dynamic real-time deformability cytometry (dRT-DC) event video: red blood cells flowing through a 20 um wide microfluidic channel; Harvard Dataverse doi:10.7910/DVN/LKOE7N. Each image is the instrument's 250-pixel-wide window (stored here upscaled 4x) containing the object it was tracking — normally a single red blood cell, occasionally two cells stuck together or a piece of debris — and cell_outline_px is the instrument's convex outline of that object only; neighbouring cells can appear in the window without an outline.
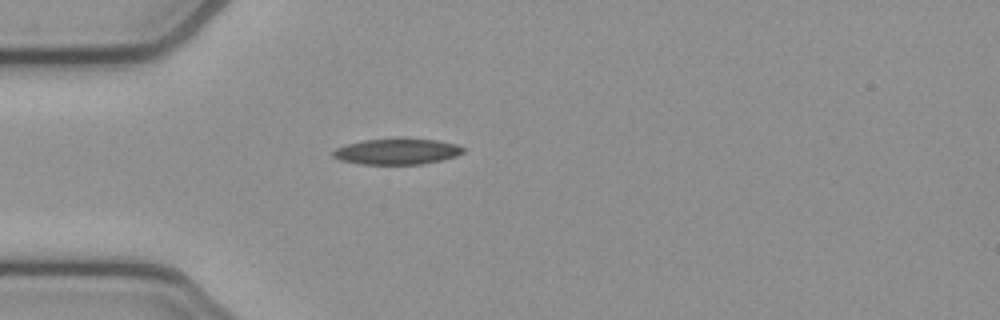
{"species": "common noctule bat (a hibernating species)", "species_latin": "Nyctalus noctula", "temperature_condition": "cold", "stored_images_in_passage": 4, "camera_frame_rate_fps": 3000, "um_per_image_px": 0.085, "animal": {"sex": "female", "body_mass_g": 21.9}, "frame": {"image": 1, "passage_image": 4, "time_ms": 1.0, "image_size_px": [1000, 320], "cell_outline_px": [[464, 152], [456, 156], [440, 160], [420, 164], [360, 164], [340, 160], [332, 156], [332, 152], [336, 148], [348, 144], [364, 140], [436, 140], [456, 144], [464, 148]], "centroid_in_image_um": [33.73, 12.9], "position_along_channel_um": 51.3, "area_um2": 19.02}}